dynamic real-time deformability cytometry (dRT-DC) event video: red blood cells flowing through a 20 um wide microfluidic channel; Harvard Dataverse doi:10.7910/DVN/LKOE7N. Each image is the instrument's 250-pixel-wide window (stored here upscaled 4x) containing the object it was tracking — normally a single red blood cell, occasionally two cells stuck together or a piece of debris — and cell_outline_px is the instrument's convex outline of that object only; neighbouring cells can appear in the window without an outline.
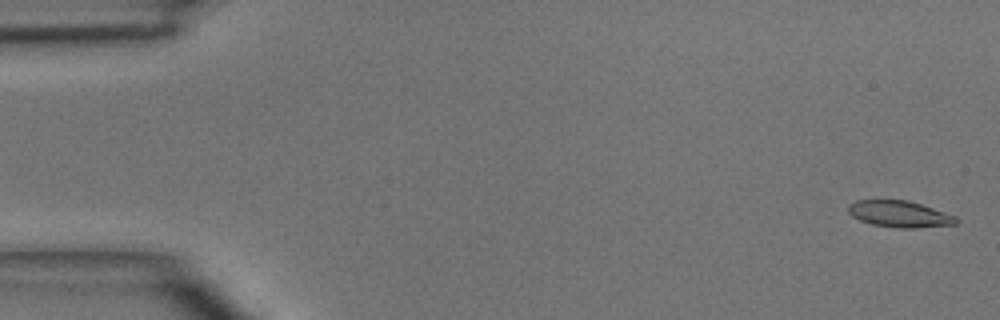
{"species": "common noctule bat (a hibernating species)", "species_latin": "Nyctalus noctula", "temperature_condition": "room temperature", "stored_images_in_passage": 7, "camera_frame_rate_fps": 3000, "um_per_image_px": 0.085, "animal": {"sex": "male", "body_mass_g": 15.6}, "frame": {"image": 1, "passage_image": 1, "time_ms": 0.0, "image_size_px": [1000, 320], "cell_outline_px": [[960, 220], [956, 224], [912, 228], [896, 228], [872, 224], [860, 220], [852, 216], [848, 212], [848, 204], [856, 200], [904, 200], [920, 204], [956, 216]], "centroid_in_image_um": [76.44, 18.19], "position_along_channel_um": 8.6, "area_um2": 16.53}}
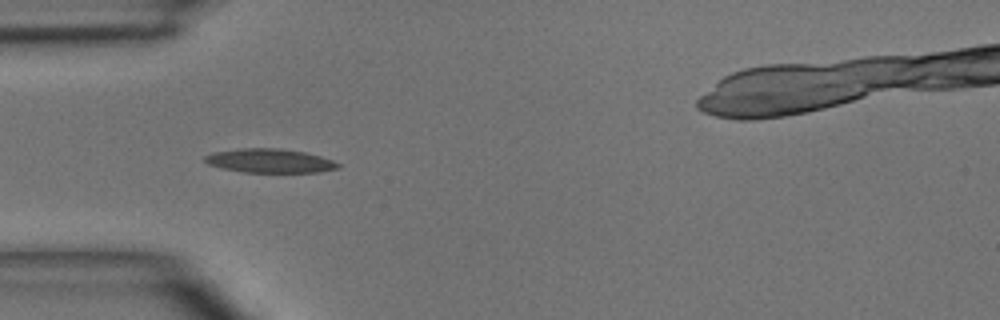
{"frame": {"image": 2, "passage_image": 4, "time_ms": 4.333, "image_size_px": [1000, 320], "cell_outline_px": [[340, 168], [320, 172], [244, 172], [224, 168], [208, 164], [204, 160], [204, 156], [212, 152], [240, 148], [280, 148], [304, 152], [320, 156], [332, 160], [340, 164]], "centroid_in_image_um": [22.94, 13.66], "position_along_channel_um": 62.1, "area_um2": 18.55}}